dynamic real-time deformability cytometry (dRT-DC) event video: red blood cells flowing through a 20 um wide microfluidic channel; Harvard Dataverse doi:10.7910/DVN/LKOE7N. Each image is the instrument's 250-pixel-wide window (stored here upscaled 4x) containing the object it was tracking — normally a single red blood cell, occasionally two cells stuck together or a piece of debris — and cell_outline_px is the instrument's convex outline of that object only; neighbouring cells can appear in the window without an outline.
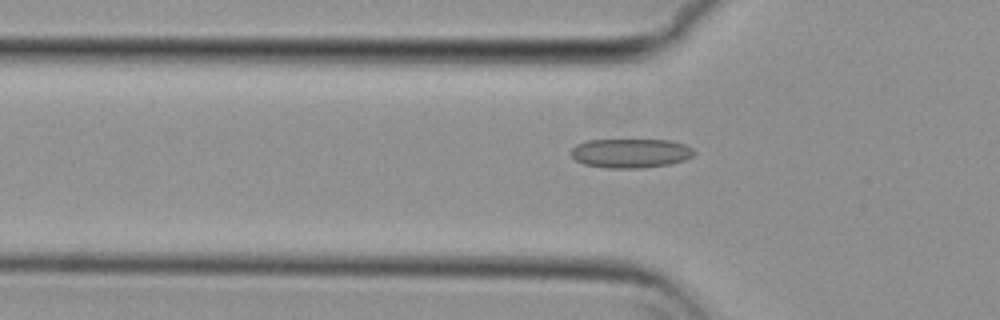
{"species": "common noctule bat (a hibernating species)", "species_latin": "Nyctalus noctula", "temperature_condition": "cold", "stored_images_in_passage": 40, "camera_frame_rate_fps": 3000, "um_per_image_px": 0.085, "animal": {"sex": "female", "body_mass_g": 29.2, "forearm_length_mm": 56.3}, "frame": {"image": 1, "passage_image": 8, "time_ms": 2.333, "image_size_px": [1000, 320], "cell_outline_px": [[696, 152], [692, 156], [684, 160], [668, 164], [640, 168], [608, 168], [584, 164], [576, 160], [568, 152], [576, 144], [588, 140], [668, 140], [684, 144], [692, 148]], "centroid_in_image_um": [53.57, 13.02], "position_along_channel_um": 72.2, "area_um2": 20.92}}
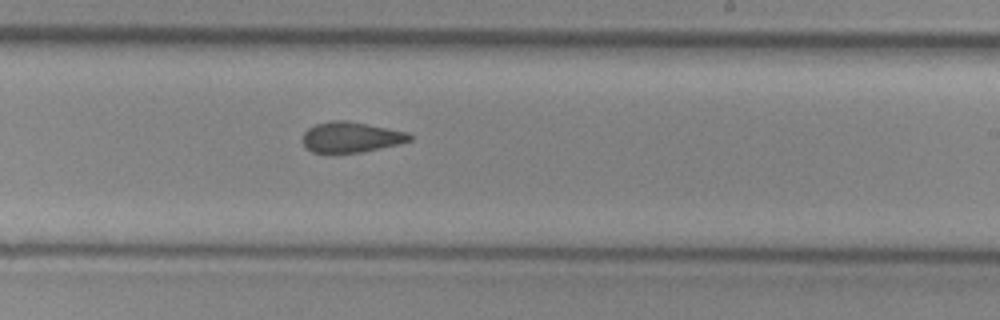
{"frame": {"image": 2, "passage_image": 23, "time_ms": 7.333, "image_size_px": [1000, 320], "cell_outline_px": [[412, 140], [400, 144], [360, 152], [312, 152], [304, 148], [300, 140], [304, 132], [308, 128], [316, 124], [332, 120], [344, 120], [408, 132], [412, 136]], "centroid_in_image_um": [29.79, 11.66], "position_along_channel_um": 259.2, "area_um2": 19.02}}
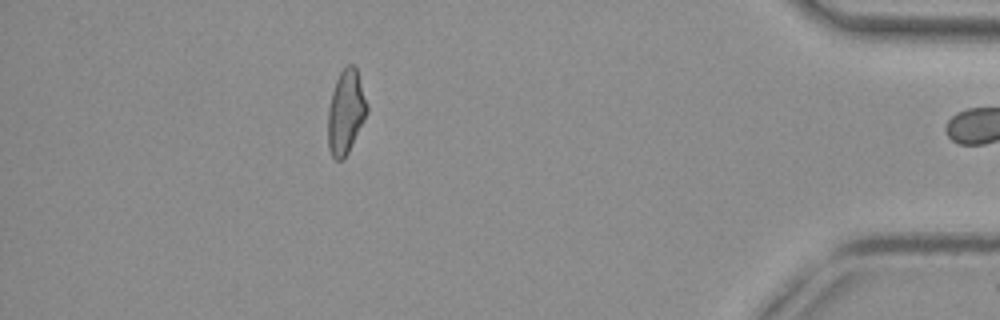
{"frame": {"image": 3, "passage_image": 39, "time_ms": 12.667, "image_size_px": [1000, 320], "cell_outline_px": [[368, 112], [344, 160], [336, 160], [332, 156], [328, 148], [328, 108], [332, 92], [336, 80], [340, 72], [348, 64], [352, 64], [356, 68], [368, 104]], "centroid_in_image_um": [29.39, 9.53], "position_along_channel_um": 405.8, "area_um2": 19.07}, "authors_computed_cell_mechanics": {"area_um2": 19.7098, "velocity_mm_per_s": 3.7315, "shape_relaxation_time_tau1_ms": null, "shape_relaxation_time_tau2_ms": 4.3727, "deformation_change_tau1": null, "deformation_change_tau2": 0.1093}}